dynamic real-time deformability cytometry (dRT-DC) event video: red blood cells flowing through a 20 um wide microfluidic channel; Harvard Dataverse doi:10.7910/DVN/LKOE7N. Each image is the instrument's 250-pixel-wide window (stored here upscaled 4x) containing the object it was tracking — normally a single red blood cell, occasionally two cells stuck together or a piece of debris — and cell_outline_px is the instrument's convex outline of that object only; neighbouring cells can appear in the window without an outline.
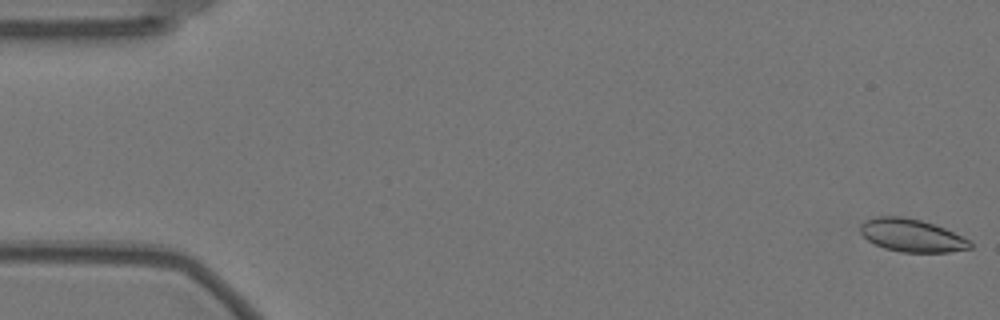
{"species": "Egyptian fruit bat (a non-hibernating species)", "species_latin": "Rousettus aegyptiacus", "temperature_condition": "warm", "stored_images_in_passage": 58, "camera_frame_rate_fps": 3000, "um_per_image_px": 0.085, "animal": {"sex": "female"}, "frame": {"image": 1, "passage_image": 1, "time_ms": 0.0, "image_size_px": [1000, 320], "cell_outline_px": [[972, 248], [948, 252], [900, 252], [884, 248], [868, 240], [860, 232], [860, 224], [876, 216], [904, 216], [920, 220], [944, 228], [968, 240], [972, 244]], "centroid_in_image_um": [77.47, 20.01], "position_along_channel_um": 7.5, "area_um2": 20.75}}
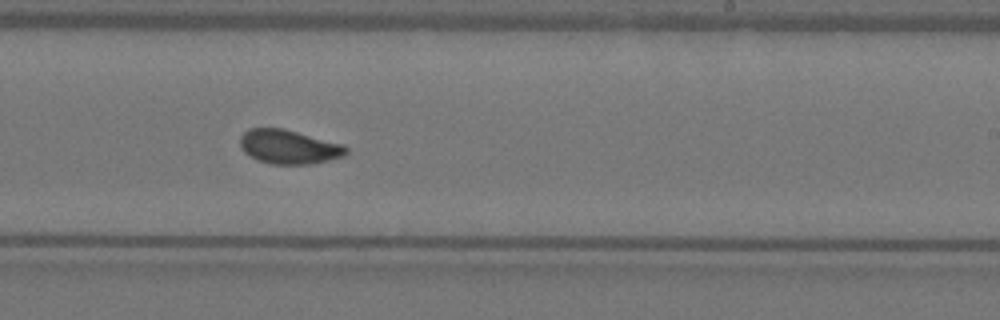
{"frame": {"image": 2, "passage_image": 35, "time_ms": 11.333, "image_size_px": [1000, 320], "cell_outline_px": [[348, 152], [344, 156], [312, 164], [272, 164], [260, 160], [244, 152], [240, 144], [240, 136], [248, 128], [284, 128], [344, 144], [348, 148]], "centroid_in_image_um": [24.58, 12.47], "position_along_channel_um": 264.4, "area_um2": 21.1}}
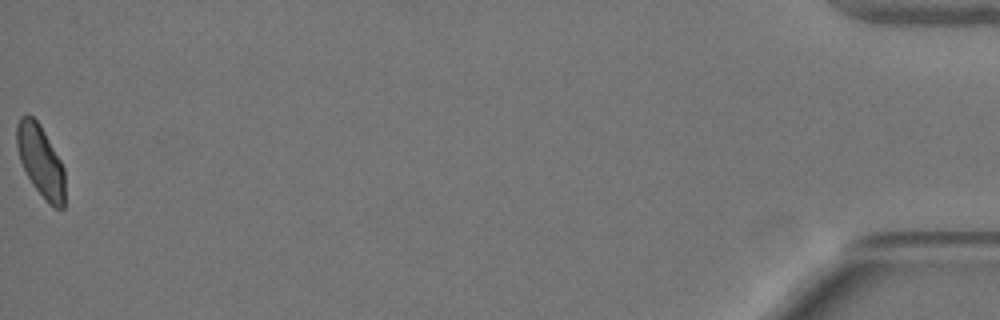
{"frame": {"image": 3, "passage_image": 58, "time_ms": 19.0, "image_size_px": [1000, 320], "cell_outline_px": [[64, 208], [56, 208], [32, 184], [20, 160], [16, 148], [16, 124], [20, 116], [28, 112], [40, 124], [60, 160], [64, 168]], "centroid_in_image_um": [3.42, 13.6], "position_along_channel_um": 431.8, "area_um2": 19.83}, "authors_computed_cell_mechanics": {"area_um2": 20.9236, "velocity_mm_per_s": 3.5082, "shape_relaxation_time_tau1_ms": null, "shape_relaxation_time_tau2_ms": 0.9773, "deformation_change_tau1": null, "deformation_change_tau2": 0.0462}}